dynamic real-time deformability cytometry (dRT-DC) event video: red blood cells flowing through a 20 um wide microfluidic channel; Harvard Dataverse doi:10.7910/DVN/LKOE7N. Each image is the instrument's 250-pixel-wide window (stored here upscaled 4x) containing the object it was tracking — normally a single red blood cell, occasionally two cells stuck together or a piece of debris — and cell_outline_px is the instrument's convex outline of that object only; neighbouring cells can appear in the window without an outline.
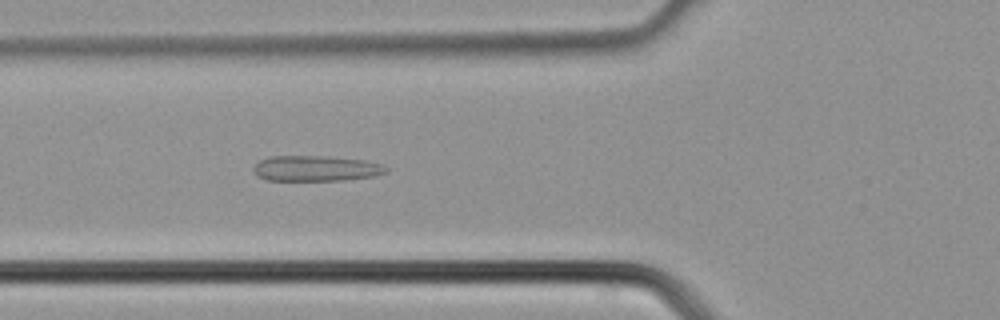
{"species": "common noctule bat (a hibernating species)", "species_latin": "Nyctalus noctula", "temperature_condition": "cold", "stored_images_in_passage": 27, "camera_frame_rate_fps": 3000, "um_per_image_px": 0.085, "animal": {"sex": "male", "body_mass_g": 21.5, "forearm_length_mm": 52.0}, "frame": {"image": 1, "passage_image": 3, "time_ms": 0.667, "image_size_px": [1000, 320], "cell_outline_px": [[388, 172], [376, 176], [344, 180], [268, 180], [252, 172], [252, 168], [260, 160], [272, 156], [328, 156], [364, 160], [380, 164], [388, 168]], "centroid_in_image_um": [26.87, 14.31], "position_along_channel_um": 98.9, "area_um2": 19.71}}
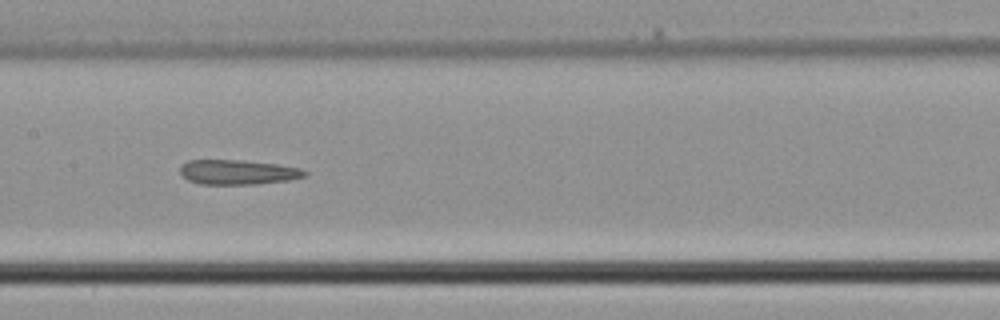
{"frame": {"image": 2, "passage_image": 8, "time_ms": 2.333, "image_size_px": [1000, 320], "cell_outline_px": [[308, 172], [304, 176], [288, 180], [256, 184], [200, 184], [188, 180], [180, 172], [180, 168], [188, 160], [240, 160], [276, 164], [300, 168]], "centroid_in_image_um": [20.21, 14.63], "position_along_channel_um": 187.2, "area_um2": 17.74}}
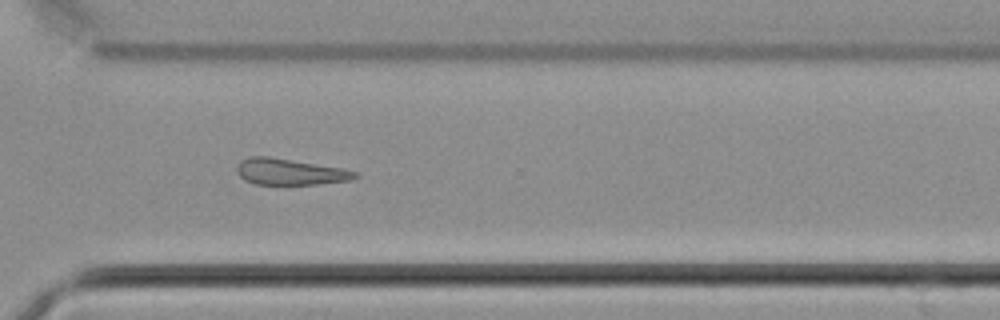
{"frame": {"image": 3, "passage_image": 17, "time_ms": 5.333, "image_size_px": [1000, 320], "cell_outline_px": [[360, 176], [352, 180], [316, 184], [256, 184], [244, 180], [236, 172], [236, 168], [240, 160], [252, 156], [268, 156], [344, 168], [356, 172]], "centroid_in_image_um": [24.65, 14.6], "position_along_channel_um": 346.0, "area_um2": 18.15}}